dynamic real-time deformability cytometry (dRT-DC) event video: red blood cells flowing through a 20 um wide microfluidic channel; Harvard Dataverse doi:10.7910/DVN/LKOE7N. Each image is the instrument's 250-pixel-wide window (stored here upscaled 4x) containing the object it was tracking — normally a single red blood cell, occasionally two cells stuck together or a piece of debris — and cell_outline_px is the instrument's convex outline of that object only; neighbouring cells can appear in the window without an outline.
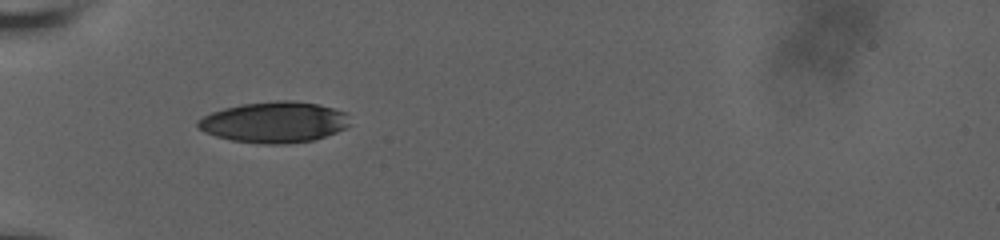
{"species": "human", "species_latin": "Homo sapiens", "temperature_condition": "room temperature", "stored_images_in_passage": 37, "camera_frame_rate_fps": 3000, "um_per_image_px": 0.085, "donor": {"sex": "male"}, "frame": {"image": 1, "passage_image": 1, "time_ms": 0.0, "image_size_px": [1000, 240], "cell_outline_px": [[352, 124], [336, 132], [312, 140], [284, 144], [264, 144], [232, 140], [216, 136], [204, 132], [196, 124], [196, 120], [212, 112], [224, 108], [244, 104], [276, 100], [288, 100], [316, 104], [348, 112]], "centroid_in_image_um": [23.33, 10.38], "position_along_channel_um": 61.7, "area_um2": 36.18}}
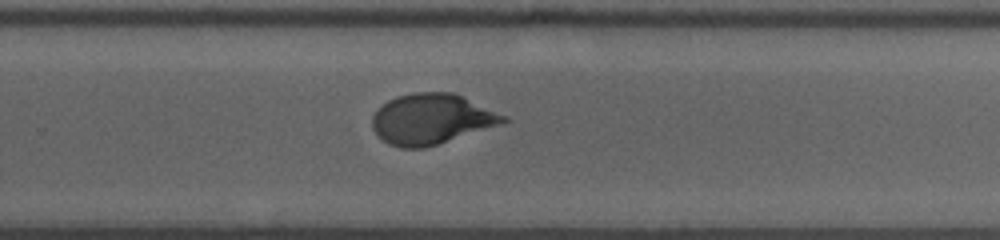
{"frame": {"image": 2, "passage_image": 20, "time_ms": 6.667, "image_size_px": [1000, 240], "cell_outline_px": [[508, 120], [500, 124], [424, 148], [400, 148], [388, 144], [372, 128], [372, 116], [388, 100], [396, 96], [412, 92], [452, 92], [508, 116]], "centroid_in_image_um": [36.66, 10.11], "position_along_channel_um": 293.1, "area_um2": 38.09}}
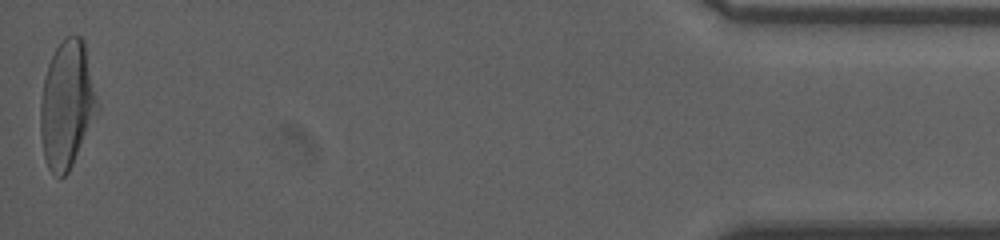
{"frame": {"image": 3, "passage_image": 37, "time_ms": 12.667, "image_size_px": [1000, 240], "cell_outline_px": [[100, 108], [68, 172], [60, 180], [48, 168], [44, 156], [40, 136], [40, 104], [44, 80], [48, 64], [60, 40], [64, 36], [80, 36], [84, 40]], "centroid_in_image_um": [5.69, 8.88], "position_along_channel_um": 429.5, "area_um2": 42.37}, "authors_computed_cell_mechanics": {"area_um2": 38.0902, "velocity_mm_per_s": 3.6335, "shape_relaxation_time_tau1_ms": 4.7937, "shape_relaxation_time_tau2_ms": null, "deformation_change_tau1": 0.1845, "deformation_change_tau2": null}}